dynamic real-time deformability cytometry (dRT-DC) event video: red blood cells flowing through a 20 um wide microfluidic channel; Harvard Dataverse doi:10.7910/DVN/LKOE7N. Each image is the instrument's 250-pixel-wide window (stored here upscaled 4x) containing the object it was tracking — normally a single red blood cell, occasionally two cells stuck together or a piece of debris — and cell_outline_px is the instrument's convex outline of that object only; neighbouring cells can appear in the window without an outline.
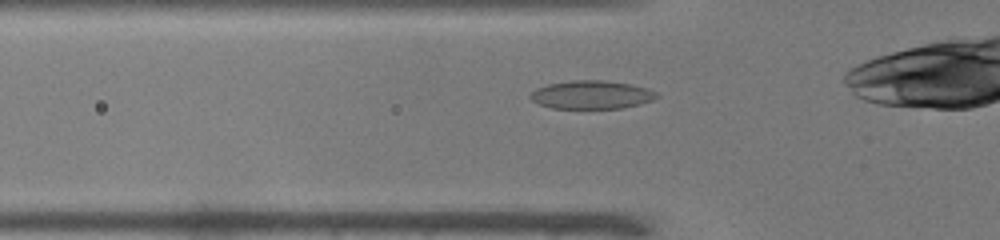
{"species": "common noctule bat (a hibernating species)", "species_latin": "Nyctalus noctula", "temperature_condition": "warm", "stored_images_in_passage": 32, "camera_frame_rate_fps": 3000, "um_per_image_px": 0.085, "animal": {"sex": "male", "body_mass_g": 19.0, "forearm_length_mm": 50.8}, "frame": {"image": 1, "passage_image": 4, "time_ms": 1.0, "image_size_px": [1000, 240], "cell_outline_px": [[660, 96], [652, 100], [640, 104], [624, 108], [552, 108], [540, 104], [532, 100], [528, 96], [536, 88], [548, 84], [572, 80], [604, 80], [632, 84], [648, 88], [656, 92]], "centroid_in_image_um": [50.31, 8.05], "position_along_channel_um": 75.5, "area_um2": 20.92}}
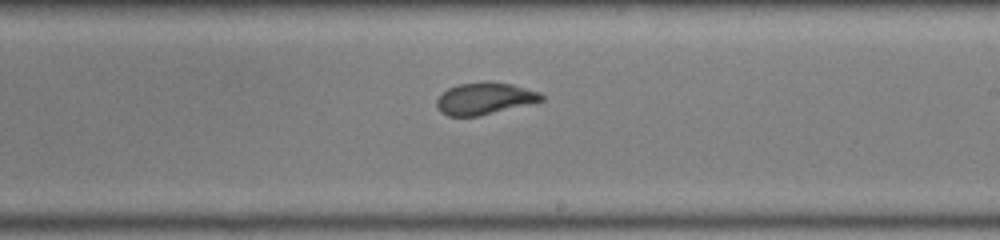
{"frame": {"image": 2, "passage_image": 17, "time_ms": 5.333, "image_size_px": [1000, 240], "cell_outline_px": [[544, 100], [480, 116], [448, 116], [440, 112], [436, 108], [436, 100], [448, 88], [460, 84], [512, 84], [540, 92], [544, 96]], "centroid_in_image_um": [41.18, 8.42], "position_along_channel_um": 247.8, "area_um2": 18.84}}
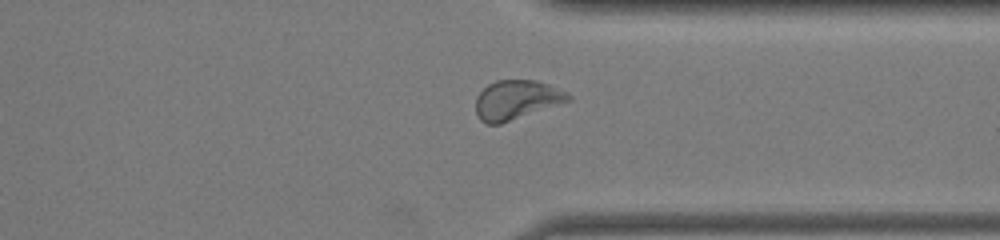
{"frame": {"image": 3, "passage_image": 26, "time_ms": 8.333, "image_size_px": [1000, 240], "cell_outline_px": [[572, 100], [500, 124], [488, 124], [480, 120], [476, 112], [476, 96], [488, 84], [496, 80], [536, 80], [548, 84], [572, 96]], "centroid_in_image_um": [43.88, 8.49], "position_along_channel_um": 367.5, "area_um2": 21.04}, "authors_computed_cell_mechanics": {"area_um2": 20.0855, "velocity_mm_per_s": 3.9793, "shape_relaxation_time_tau1_ms": 4.4708, "shape_relaxation_time_tau2_ms": 0.8944, "deformation_change_tau1": 0.1215, "deformation_change_tau2": 0.0702}}